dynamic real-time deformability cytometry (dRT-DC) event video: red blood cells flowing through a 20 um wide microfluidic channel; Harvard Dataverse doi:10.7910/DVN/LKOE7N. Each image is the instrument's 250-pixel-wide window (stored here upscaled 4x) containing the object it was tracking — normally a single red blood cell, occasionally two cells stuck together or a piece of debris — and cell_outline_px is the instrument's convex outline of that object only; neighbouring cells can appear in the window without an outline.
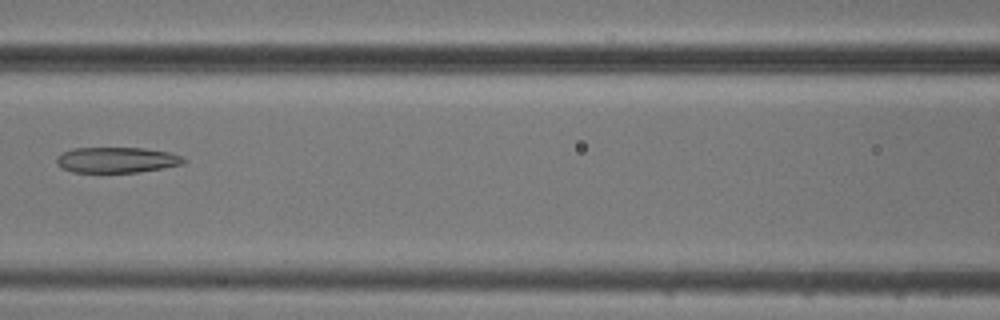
{"species": "common noctule bat (a hibernating species)", "species_latin": "Nyctalus noctula", "temperature_condition": "cold", "stored_images_in_passage": 3, "camera_frame_rate_fps": 3000, "um_per_image_px": 0.085, "animal": {"sex": "male", "body_mass_g": 20.5, "forearm_length_mm": 52.5}, "frame": {"image": 1, "passage_image": 3, "time_ms": 2.333, "image_size_px": [1000, 320], "cell_outline_px": [[188, 160], [184, 164], [140, 172], [72, 172], [60, 168], [56, 164], [56, 156], [72, 148], [144, 148], [168, 152], [184, 156]], "centroid_in_image_um": [9.93, 13.6], "position_along_channel_um": 156.7, "area_um2": 19.19}}